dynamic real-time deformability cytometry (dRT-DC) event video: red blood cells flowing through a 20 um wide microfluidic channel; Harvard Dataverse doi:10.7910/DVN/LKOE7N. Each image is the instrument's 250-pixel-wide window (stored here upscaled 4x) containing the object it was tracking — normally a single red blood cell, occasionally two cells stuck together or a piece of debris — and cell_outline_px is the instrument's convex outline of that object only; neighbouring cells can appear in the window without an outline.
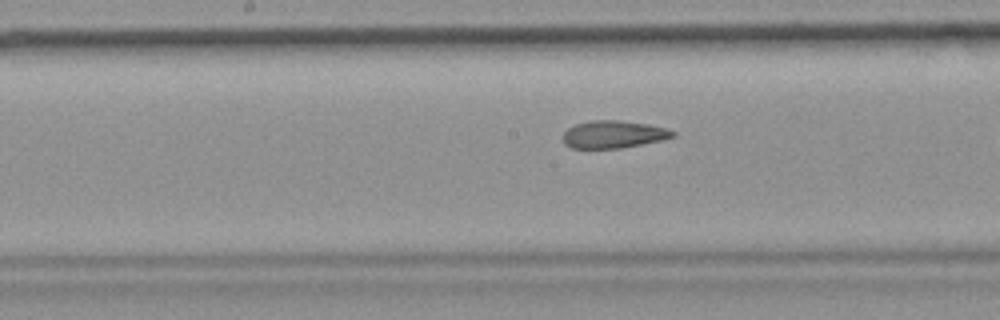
{"species": "common noctule bat (a hibernating species)", "species_latin": "Nyctalus noctula", "temperature_condition": "room temperature", "stored_images_in_passage": 18, "camera_frame_rate_fps": 3000, "um_per_image_px": 0.085, "animal": {"sex": "female", "body_mass_g": 19.9}, "frame": {"image": 1, "passage_image": 13, "time_ms": 4.0, "image_size_px": [1000, 320], "cell_outline_px": [[676, 136], [660, 140], [620, 148], [572, 148], [564, 144], [564, 132], [568, 128], [576, 124], [588, 120], [620, 120], [648, 124], [668, 128], [676, 132]], "centroid_in_image_um": [52.15, 11.41], "position_along_channel_um": 196.0, "area_um2": 17.57}}